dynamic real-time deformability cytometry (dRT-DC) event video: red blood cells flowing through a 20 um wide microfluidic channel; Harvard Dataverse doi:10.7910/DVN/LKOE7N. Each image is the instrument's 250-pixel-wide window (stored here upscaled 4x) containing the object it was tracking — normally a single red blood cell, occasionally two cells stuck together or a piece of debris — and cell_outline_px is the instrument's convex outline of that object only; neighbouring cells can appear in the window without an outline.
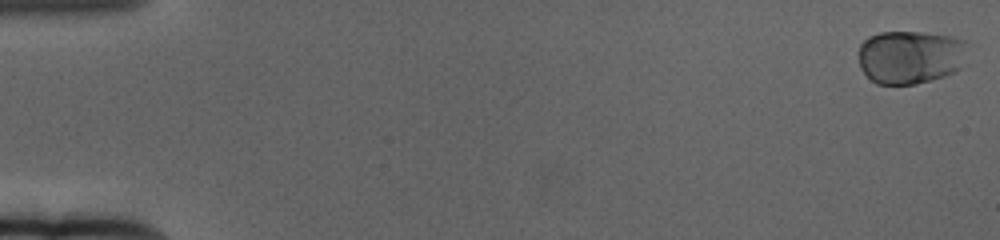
{"species": "human", "species_latin": "Homo sapiens", "temperature_condition": "cold", "stored_images_in_passage": 61, "camera_frame_rate_fps": 3000, "um_per_image_px": 0.085, "donor": {"sex": "female"}, "frame": {"image": 1, "passage_image": 1, "time_ms": 0.0, "image_size_px": [1000, 240], "cell_outline_px": [[968, 44], [960, 68], [944, 76], [916, 84], [876, 84], [860, 68], [860, 44], [868, 36], [880, 32], [920, 32], [952, 36], [964, 40]], "centroid_in_image_um": [77.37, 4.83], "position_along_channel_um": 7.6, "area_um2": 33.93}}
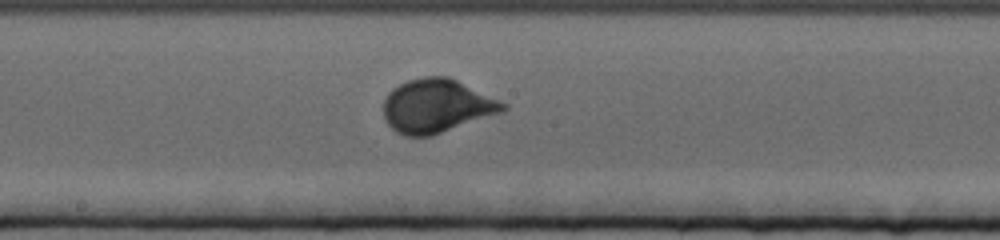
{"frame": {"image": 2, "passage_image": 34, "time_ms": 11.0, "image_size_px": [1000, 240], "cell_outline_px": [[508, 108], [504, 112], [432, 136], [404, 136], [396, 132], [388, 124], [384, 116], [384, 100], [388, 92], [392, 88], [408, 80], [424, 76], [448, 76], [500, 100], [508, 104]], "centroid_in_image_um": [37.13, 9.01], "position_along_channel_um": 211.1, "area_um2": 37.57}}
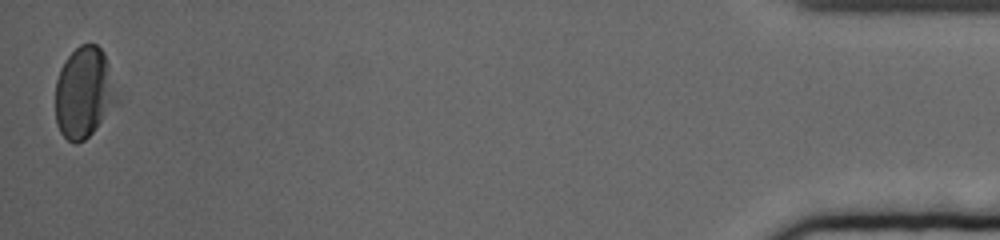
{"frame": {"image": 3, "passage_image": 61, "time_ms": 20.0, "image_size_px": [1000, 240], "cell_outline_px": [[120, 100], [92, 132], [84, 140], [76, 144], [68, 140], [60, 132], [56, 124], [56, 80], [60, 68], [64, 60], [80, 44], [96, 44], [104, 52]], "centroid_in_image_um": [7.14, 7.87], "position_along_channel_um": 428.1, "area_um2": 32.66}, "authors_computed_cell_mechanics": {"area_um2": 33.7552, "velocity_mm_per_s": 3.3374, "shape_relaxation_time_tau1_ms": 2.3566, "shape_relaxation_time_tau2_ms": null, "deformation_change_tau1": 0.1406, "deformation_change_tau2": null}}